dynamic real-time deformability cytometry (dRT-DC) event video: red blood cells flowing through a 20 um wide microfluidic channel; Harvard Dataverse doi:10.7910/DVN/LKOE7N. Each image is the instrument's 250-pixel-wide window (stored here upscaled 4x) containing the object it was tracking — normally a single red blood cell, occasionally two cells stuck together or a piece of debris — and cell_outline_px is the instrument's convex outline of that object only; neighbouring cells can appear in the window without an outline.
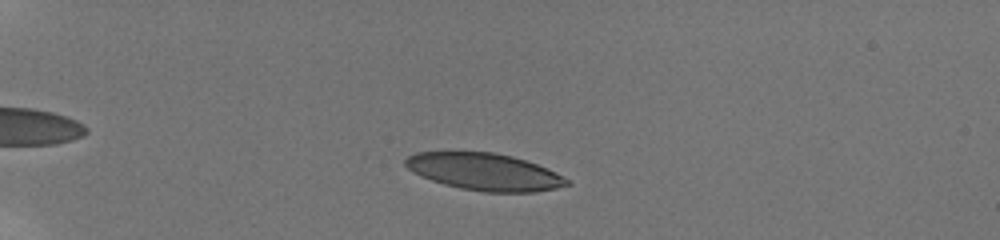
{"species": "human", "species_latin": "Homo sapiens", "temperature_condition": "room temperature", "stored_images_in_passage": 56, "camera_frame_rate_fps": 3000, "um_per_image_px": 0.085, "donor": {"sex": "male"}, "frame": {"image": 1, "passage_image": 2, "time_ms": 0.333, "image_size_px": [1000, 240], "cell_outline_px": [[572, 184], [556, 188], [536, 192], [484, 192], [460, 188], [444, 184], [420, 176], [408, 168], [404, 164], [404, 160], [408, 156], [416, 152], [492, 152], [512, 156], [548, 168], [564, 176]], "centroid_in_image_um": [41.19, 14.61], "position_along_channel_um": 43.8, "area_um2": 34.85}}
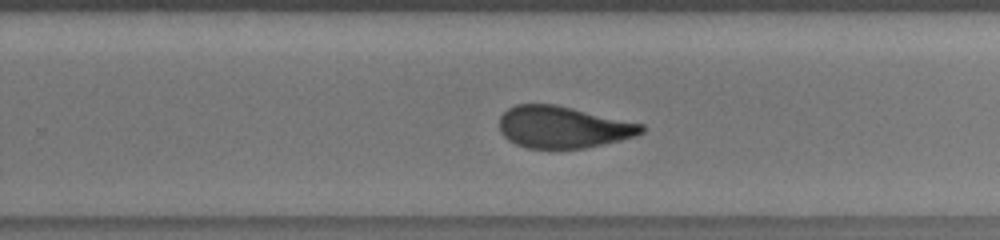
{"frame": {"image": 2, "passage_image": 34, "time_ms": 8.333, "image_size_px": [1000, 240], "cell_outline_px": [[644, 132], [636, 136], [620, 140], [584, 148], [528, 148], [516, 144], [508, 140], [500, 132], [500, 116], [508, 108], [516, 104], [556, 104], [644, 124]], "centroid_in_image_um": [47.85, 10.8], "position_along_channel_um": 281.9, "area_um2": 34.62}}
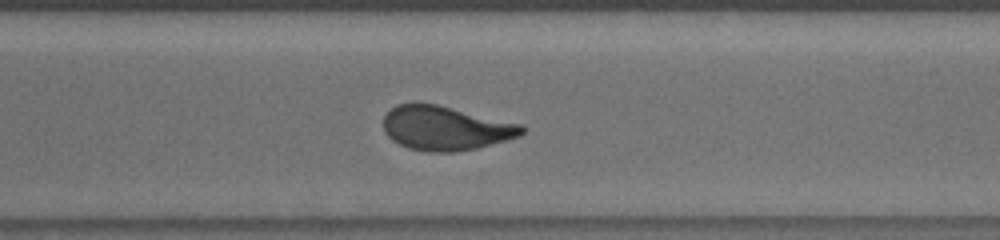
{"frame": {"image": 3, "passage_image": 38, "time_ms": 9.667, "image_size_px": [1000, 240], "cell_outline_px": [[524, 132], [516, 136], [504, 140], [476, 148], [456, 152], [428, 152], [408, 148], [392, 140], [384, 132], [384, 116], [396, 104], [436, 104], [520, 124], [524, 128]], "centroid_in_image_um": [37.82, 10.9], "position_along_channel_um": 332.8, "area_um2": 35.03}, "authors_computed_cell_mechanics": {"area_um2": 36.0094, "velocity_mm_per_s": 3.8177, "shape_relaxation_time_tau1_ms": 5.7905, "shape_relaxation_time_tau2_ms": 1.4037, "deformation_change_tau1": 0.1894, "deformation_change_tau2": 0.0893}}